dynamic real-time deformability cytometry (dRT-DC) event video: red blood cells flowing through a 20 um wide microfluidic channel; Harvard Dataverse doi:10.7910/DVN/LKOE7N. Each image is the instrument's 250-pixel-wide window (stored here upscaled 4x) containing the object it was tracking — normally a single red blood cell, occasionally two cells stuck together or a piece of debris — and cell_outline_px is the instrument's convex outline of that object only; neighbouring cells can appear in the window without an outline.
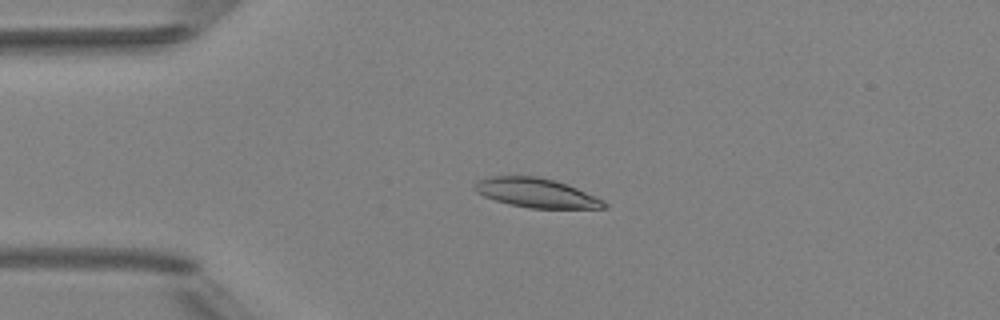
{"species": "Egyptian fruit bat (a non-hibernating species)", "species_latin": "Rousettus aegyptiacus", "temperature_condition": "room temperature", "stored_images_in_passage": 8, "camera_frame_rate_fps": 3000, "um_per_image_px": 0.085, "animal": {"sex": "female"}, "frame": {"image": 1, "passage_image": 3, "time_ms": 3.333, "image_size_px": [1000, 320], "cell_outline_px": [[608, 208], [528, 208], [508, 204], [484, 196], [476, 192], [476, 180], [488, 176], [536, 176], [568, 184], [596, 196], [604, 200], [608, 204]], "centroid_in_image_um": [45.61, 16.4], "position_along_channel_um": 39.4, "area_um2": 22.08}}
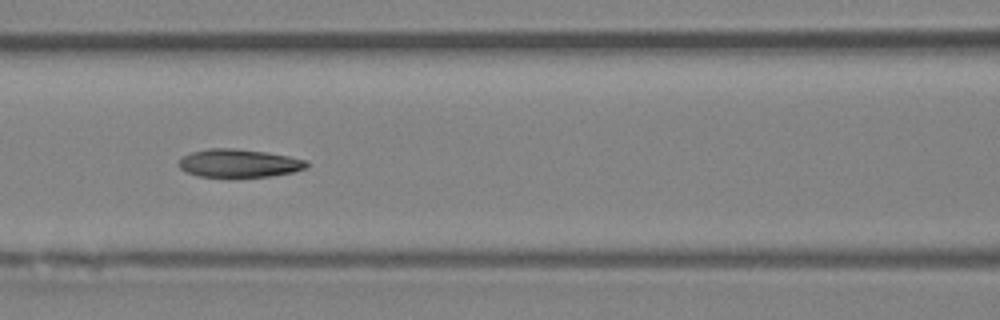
{"frame": {"image": 2, "passage_image": 6, "time_ms": 6.667, "image_size_px": [1000, 320], "cell_outline_px": [[308, 168], [292, 172], [272, 176], [236, 180], [232, 180], [200, 176], [188, 172], [180, 168], [176, 164], [184, 156], [192, 152], [208, 148], [232, 148], [264, 152], [288, 156], [304, 160], [308, 164]], "centroid_in_image_um": [20.29, 13.93], "position_along_channel_um": 146.3, "area_um2": 21.68}}
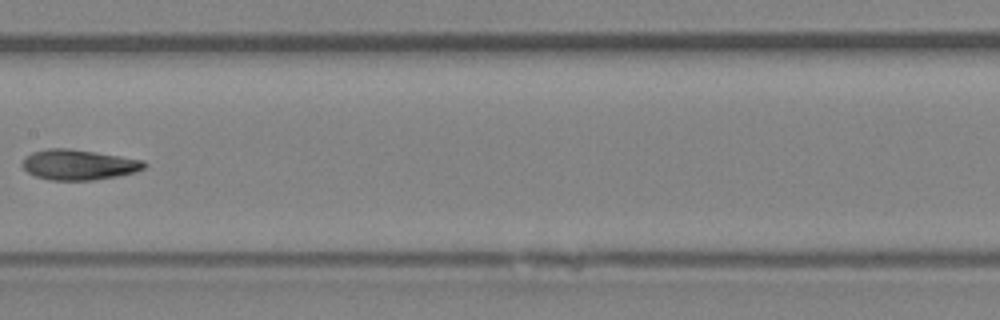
{"frame": {"image": 3, "passage_image": 7, "time_ms": 8.0, "image_size_px": [1000, 320], "cell_outline_px": [[148, 164], [144, 168], [136, 172], [116, 176], [92, 180], [48, 180], [36, 176], [28, 172], [24, 168], [24, 160], [32, 152], [48, 148], [68, 148], [96, 152], [144, 160]], "centroid_in_image_um": [6.73, 14.0], "position_along_channel_um": 200.7, "area_um2": 21.39}}